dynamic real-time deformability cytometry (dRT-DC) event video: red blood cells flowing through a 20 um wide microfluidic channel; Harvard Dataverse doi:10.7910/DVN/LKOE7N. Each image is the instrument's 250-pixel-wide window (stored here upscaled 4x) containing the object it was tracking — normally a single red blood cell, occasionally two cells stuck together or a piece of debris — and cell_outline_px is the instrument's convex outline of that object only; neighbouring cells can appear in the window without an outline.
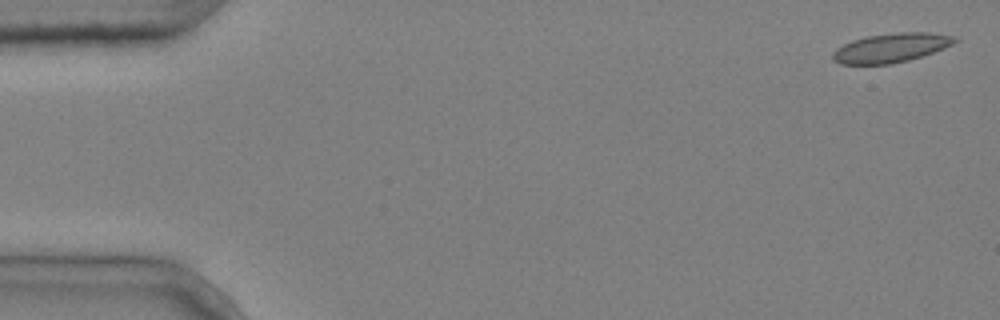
{"species": "common noctule bat (a hibernating species)", "species_latin": "Nyctalus noctula", "temperature_condition": "cold", "stored_images_in_passage": 4, "camera_frame_rate_fps": 3000, "um_per_image_px": 0.085, "animal": {"sex": "male", "body_mass_g": 20.4}, "frame": {"image": 1, "passage_image": 1, "time_ms": 0.0, "image_size_px": [1000, 320], "cell_outline_px": [[960, 40], [944, 48], [908, 60], [892, 64], [840, 64], [832, 60], [832, 52], [836, 48], [852, 40], [868, 36], [900, 32], [928, 32], [956, 36]], "centroid_in_image_um": [75.73, 4.06], "position_along_channel_um": 9.3, "area_um2": 20.69}}